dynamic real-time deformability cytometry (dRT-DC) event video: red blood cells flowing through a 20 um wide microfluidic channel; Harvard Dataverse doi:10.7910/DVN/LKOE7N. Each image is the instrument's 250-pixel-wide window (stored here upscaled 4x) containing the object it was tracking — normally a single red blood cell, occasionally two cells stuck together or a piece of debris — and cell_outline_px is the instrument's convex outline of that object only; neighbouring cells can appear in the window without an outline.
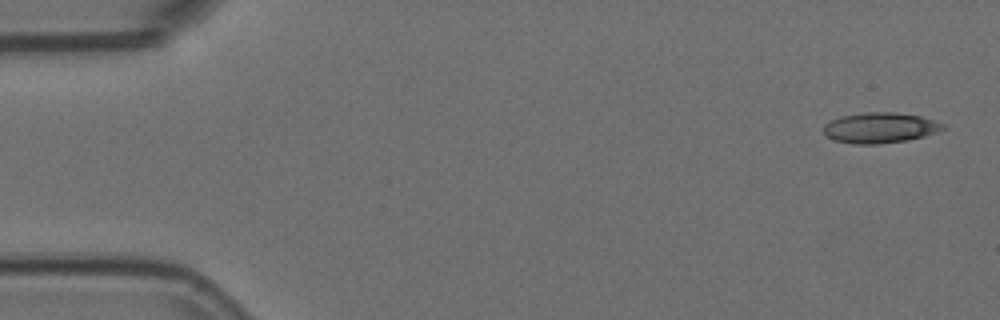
{"species": "Egyptian fruit bat (a non-hibernating species)", "species_latin": "Rousettus aegyptiacus", "temperature_condition": "room temperature", "stored_images_in_passage": 5, "camera_frame_rate_fps": 3000, "um_per_image_px": 0.085, "animal": {"sex": "female"}, "frame": {"image": 1, "passage_image": 1, "time_ms": 0.0, "image_size_px": [1000, 320], "cell_outline_px": [[948, 128], [924, 136], [908, 140], [876, 144], [852, 144], [832, 140], [824, 136], [824, 124], [840, 116], [868, 112], [892, 112], [920, 116], [948, 124]], "centroid_in_image_um": [74.81, 10.87], "position_along_channel_um": 10.2, "area_um2": 21.44}}
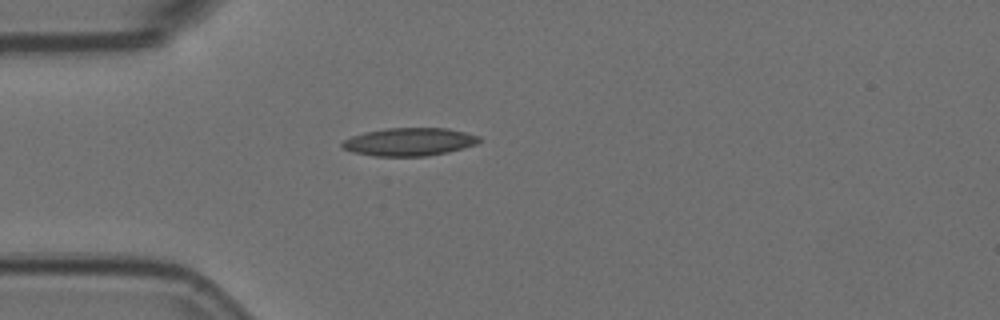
{"frame": {"image": 2, "passage_image": 4, "time_ms": 1.0, "image_size_px": [1000, 320], "cell_outline_px": [[480, 140], [476, 144], [464, 148], [448, 152], [424, 156], [376, 156], [352, 152], [340, 148], [340, 144], [344, 140], [352, 136], [364, 132], [388, 128], [448, 128], [480, 136]], "centroid_in_image_um": [34.76, 12.05], "position_along_channel_um": 50.2, "area_um2": 22.37}}